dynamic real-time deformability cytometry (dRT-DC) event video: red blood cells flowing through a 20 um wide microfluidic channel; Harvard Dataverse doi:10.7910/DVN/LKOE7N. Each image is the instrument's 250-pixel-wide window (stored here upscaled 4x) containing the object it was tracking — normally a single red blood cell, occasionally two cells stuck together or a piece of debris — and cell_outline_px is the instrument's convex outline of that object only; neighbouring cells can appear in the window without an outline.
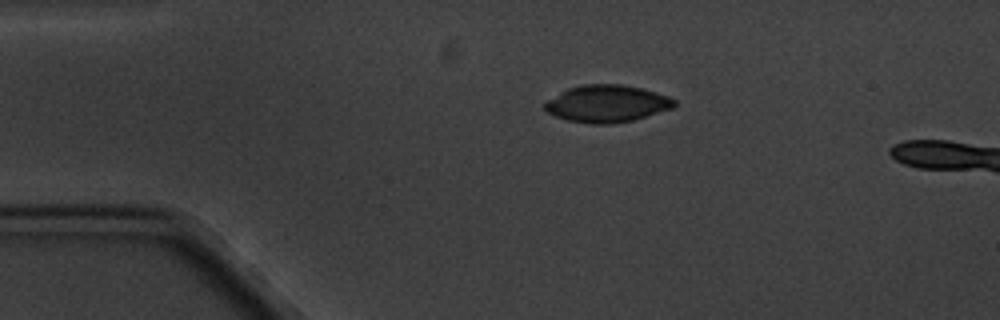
{"species": "common noctule bat (a hibernating species)", "species_latin": "Nyctalus noctula", "temperature_condition": "cold", "stored_images_in_passage": 9, "camera_frame_rate_fps": 3000, "um_per_image_px": 0.085, "animal": {"sex": "male", "body_mass_g": 20.1, "forearm_length_mm": 53.5}, "frame": {"image": 1, "passage_image": 3, "time_ms": 2.333, "image_size_px": [1000, 320], "cell_outline_px": [[676, 104], [672, 108], [632, 120], [608, 124], [592, 124], [568, 120], [556, 116], [548, 112], [544, 108], [544, 104], [548, 100], [568, 88], [584, 84], [620, 84], [640, 88], [656, 92], [668, 96], [676, 100]], "centroid_in_image_um": [51.59, 8.8], "position_along_channel_um": 33.4, "area_um2": 27.69}}
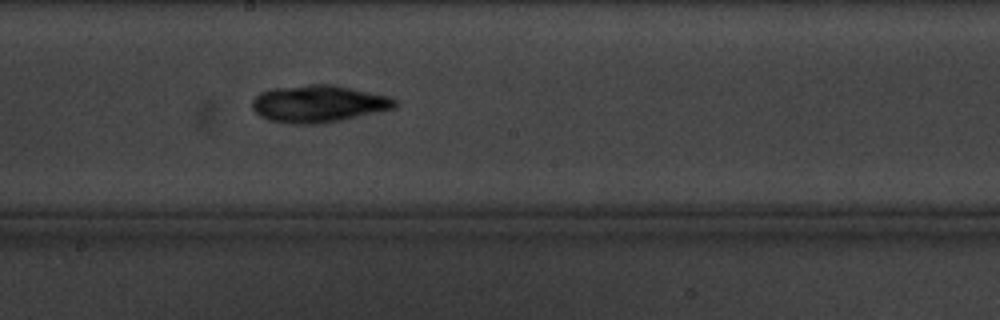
{"frame": {"image": 2, "passage_image": 9, "time_ms": 9.0, "image_size_px": [1000, 320], "cell_outline_px": [[396, 104], [392, 108], [340, 120], [320, 124], [296, 124], [268, 120], [260, 116], [252, 108], [252, 100], [256, 96], [272, 88], [308, 84], [332, 84], [388, 96], [396, 100]], "centroid_in_image_um": [27.01, 8.81], "position_along_channel_um": 221.2, "area_um2": 30.52}}